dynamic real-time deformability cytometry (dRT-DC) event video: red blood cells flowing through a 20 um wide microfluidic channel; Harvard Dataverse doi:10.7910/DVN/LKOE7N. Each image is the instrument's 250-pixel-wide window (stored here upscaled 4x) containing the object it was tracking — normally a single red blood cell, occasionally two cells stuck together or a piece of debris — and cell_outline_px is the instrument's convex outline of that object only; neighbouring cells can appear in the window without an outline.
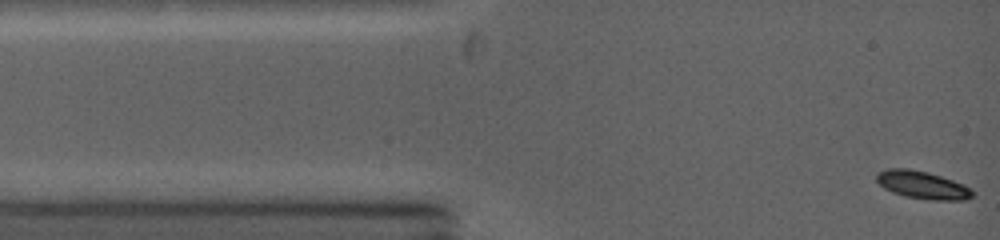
{"species": "common noctule bat (a hibernating species)", "species_latin": "Nyctalus noctula", "temperature_condition": "warm", "stored_images_in_passage": 53, "camera_frame_rate_fps": 5000, "um_per_image_px": 0.085, "animal": {"sex": "female", "body_mass_g": 19.0, "forearm_length_mm": 53.3}, "frame": {"image": 1, "passage_image": 1, "time_ms": 0.0, "image_size_px": [1000, 240], "cell_outline_px": [[976, 192], [972, 196], [964, 200], [932, 200], [904, 196], [892, 192], [884, 188], [876, 180], [876, 172], [888, 168], [908, 168], [928, 172], [964, 184], [972, 188]], "centroid_in_image_um": [78.41, 15.72], "position_along_channel_um": 6.6, "area_um2": 15.66}}
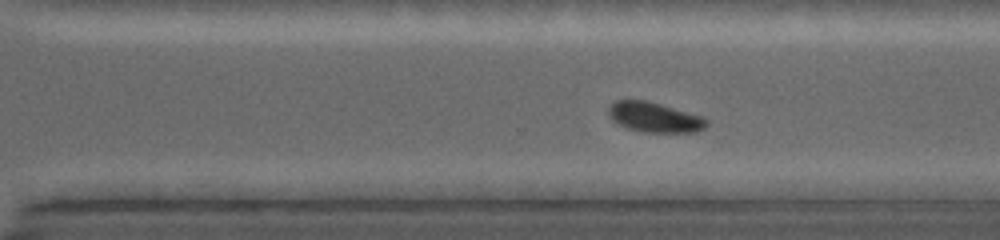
{"frame": {"image": 2, "passage_image": 35, "time_ms": 8.6, "image_size_px": [1000, 240], "cell_outline_px": [[708, 124], [704, 128], [696, 132], [644, 132], [628, 128], [616, 124], [608, 116], [608, 108], [616, 100], [644, 100], [660, 104], [704, 116], [708, 120]], "centroid_in_image_um": [55.63, 9.97], "position_along_channel_um": 315.0, "area_um2": 17.22}}
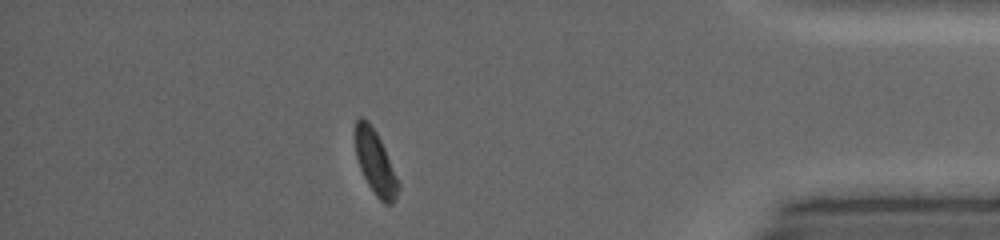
{"frame": {"image": 3, "passage_image": 49, "time_ms": 11.6, "image_size_px": [1000, 240], "cell_outline_px": [[400, 188], [392, 204], [384, 204], [376, 196], [368, 184], [360, 168], [356, 156], [352, 136], [356, 120], [360, 116], [368, 120], [376, 132], [384, 148], [400, 184]], "centroid_in_image_um": [31.86, 13.77], "position_along_channel_um": 403.3, "area_um2": 16.24}, "authors_computed_cell_mechanics": {"area_um2": 17.2244, "velocity_mm_per_s": 4.2772, "shape_relaxation_time_tau1_ms": 1.715, "shape_relaxation_time_tau2_ms": null, "deformation_change_tau1": 0.1031, "deformation_change_tau2": null}}